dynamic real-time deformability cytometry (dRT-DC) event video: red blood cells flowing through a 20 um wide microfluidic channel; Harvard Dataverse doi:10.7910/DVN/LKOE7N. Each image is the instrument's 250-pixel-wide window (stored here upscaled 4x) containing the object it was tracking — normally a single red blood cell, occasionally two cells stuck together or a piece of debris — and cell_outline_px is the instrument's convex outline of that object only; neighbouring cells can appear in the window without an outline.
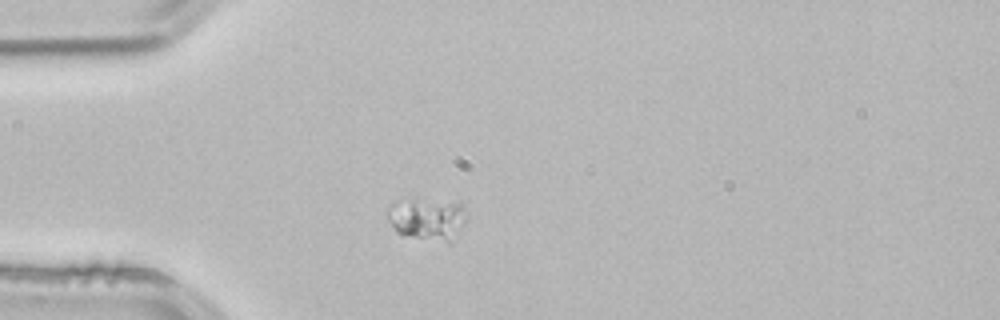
{"species": "common noctule bat (a hibernating species)", "species_latin": "Nyctalus noctula", "temperature_condition": "room temperature", "stored_images_in_passage": 1, "camera_frame_rate_fps": 3000, "um_per_image_px": 0.085, "animal": {"sex": "male", "body_mass_g": 21.5, "forearm_length_mm": 52.0}, "frame": {"image": 1, "passage_image": 1, "time_ms": 0.0, "image_size_px": [1000, 320], "cell_outline_px": [[464, 220], [448, 244], [400, 236], [396, 232], [388, 220], [388, 208], [396, 200], [412, 196], [416, 196], [460, 200], [464, 216]], "centroid_in_image_um": [36.25, 18.54], "position_along_channel_um": 48.8, "area_um2": 20.58}}